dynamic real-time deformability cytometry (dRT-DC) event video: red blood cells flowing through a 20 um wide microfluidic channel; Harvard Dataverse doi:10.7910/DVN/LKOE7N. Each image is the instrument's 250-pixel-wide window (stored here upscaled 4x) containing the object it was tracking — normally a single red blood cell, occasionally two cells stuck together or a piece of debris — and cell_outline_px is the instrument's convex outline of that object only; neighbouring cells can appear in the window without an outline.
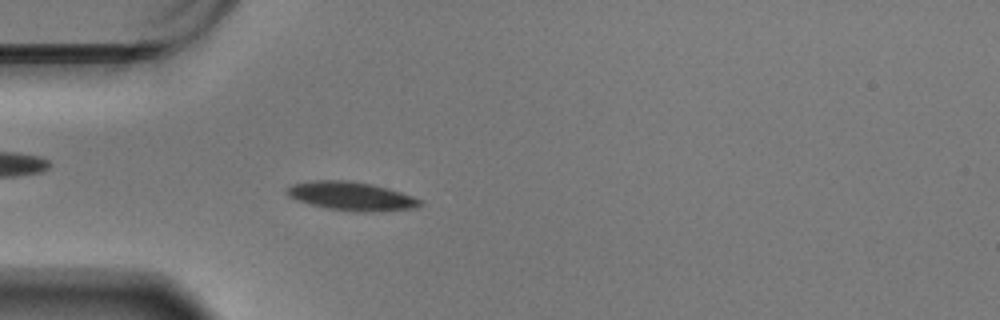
{"species": "Egyptian fruit bat (a non-hibernating species)", "species_latin": "Rousettus aegyptiacus", "temperature_condition": "warm", "stored_images_in_passage": 59, "camera_frame_rate_fps": 3000, "um_per_image_px": 0.085, "animal": {"sex": "male"}, "frame": {"image": 1, "passage_image": 17, "time_ms": 5.333, "image_size_px": [1000, 320], "cell_outline_px": [[424, 204], [416, 208], [372, 212], [352, 212], [328, 208], [308, 204], [296, 200], [288, 196], [284, 192], [284, 188], [292, 184], [312, 180], [352, 180], [372, 184], [388, 188], [412, 196], [420, 200]], "centroid_in_image_um": [29.82, 16.67], "position_along_channel_um": 55.2, "area_um2": 22.6}}
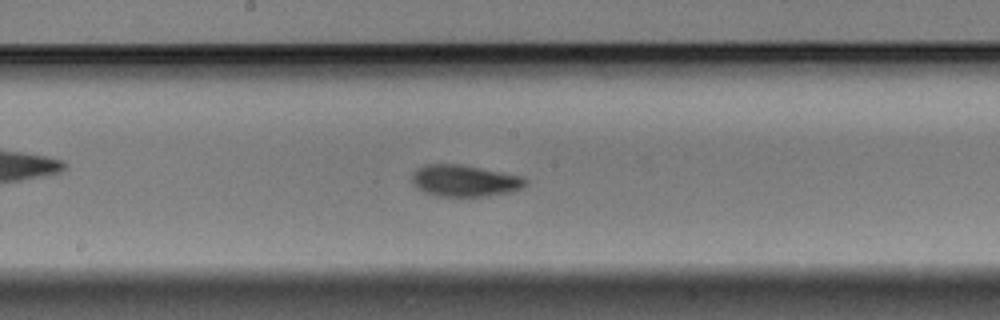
{"frame": {"image": 2, "passage_image": 31, "time_ms": 10.0, "image_size_px": [1000, 320], "cell_outline_px": [[528, 184], [512, 192], [488, 196], [436, 196], [424, 192], [416, 188], [412, 184], [412, 172], [416, 168], [424, 164], [460, 164], [524, 176], [528, 180]], "centroid_in_image_um": [39.49, 15.36], "position_along_channel_um": 208.7, "area_um2": 21.27}}
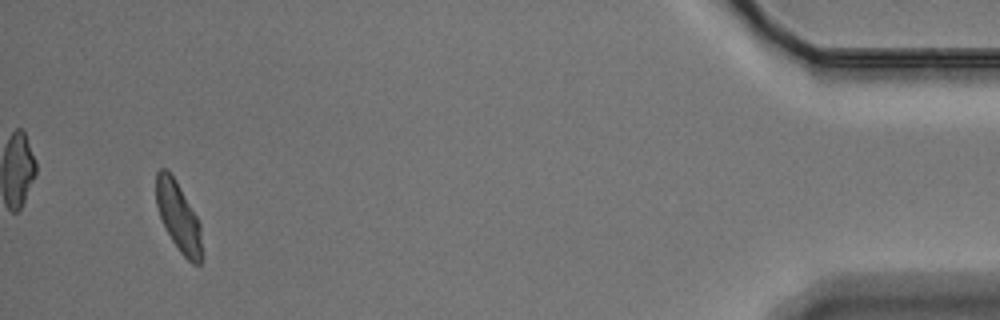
{"frame": {"image": 3, "passage_image": 56, "time_ms": 18.333, "image_size_px": [1000, 320], "cell_outline_px": [[200, 264], [192, 264], [180, 252], [172, 240], [160, 216], [156, 204], [156, 172], [160, 168], [168, 168], [176, 180], [196, 216], [200, 224]], "centroid_in_image_um": [15.13, 18.35], "position_along_channel_um": 420.1, "area_um2": 18.03}, "authors_computed_cell_mechanics": {"area_um2": 20.1722, "velocity_mm_per_s": 3.4151, "shape_relaxation_time_tau1_ms": 2.574, "shape_relaxation_time_tau2_ms": 1.709, "deformation_change_tau1": 0.1169, "deformation_change_tau2": 0.0525}}